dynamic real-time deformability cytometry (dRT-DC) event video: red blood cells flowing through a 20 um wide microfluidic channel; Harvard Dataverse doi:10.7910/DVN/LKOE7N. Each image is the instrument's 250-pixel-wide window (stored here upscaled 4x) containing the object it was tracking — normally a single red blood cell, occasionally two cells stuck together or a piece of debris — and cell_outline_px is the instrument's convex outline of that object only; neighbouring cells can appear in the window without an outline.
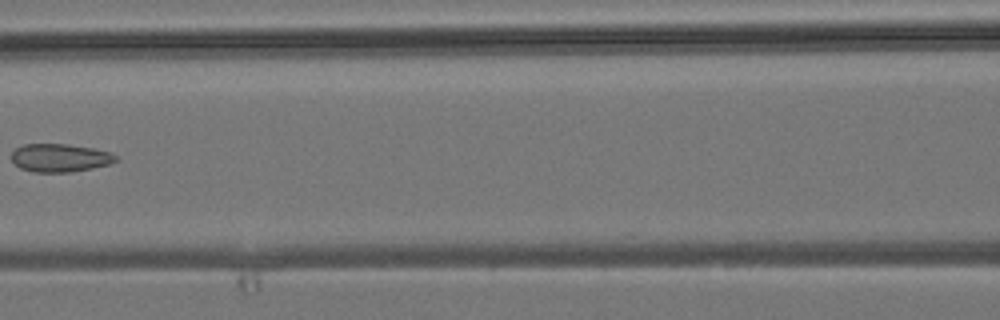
{"species": "common noctule bat (a hibernating species)", "species_latin": "Nyctalus noctula", "temperature_condition": "room temperature", "stored_images_in_passage": 5, "camera_frame_rate_fps": 3000, "um_per_image_px": 0.085, "animal": {"sex": "male", "body_mass_g": 19.2, "forearm_length_mm": 51.8}, "frame": {"image": 1, "passage_image": 5, "time_ms": 4.667, "image_size_px": [1000, 320], "cell_outline_px": [[116, 160], [108, 164], [92, 168], [72, 172], [32, 172], [20, 168], [12, 160], [12, 152], [16, 148], [24, 144], [68, 144], [92, 148], [108, 152], [116, 156]], "centroid_in_image_um": [5.06, 13.42], "position_along_channel_um": 161.5, "area_um2": 16.94}}